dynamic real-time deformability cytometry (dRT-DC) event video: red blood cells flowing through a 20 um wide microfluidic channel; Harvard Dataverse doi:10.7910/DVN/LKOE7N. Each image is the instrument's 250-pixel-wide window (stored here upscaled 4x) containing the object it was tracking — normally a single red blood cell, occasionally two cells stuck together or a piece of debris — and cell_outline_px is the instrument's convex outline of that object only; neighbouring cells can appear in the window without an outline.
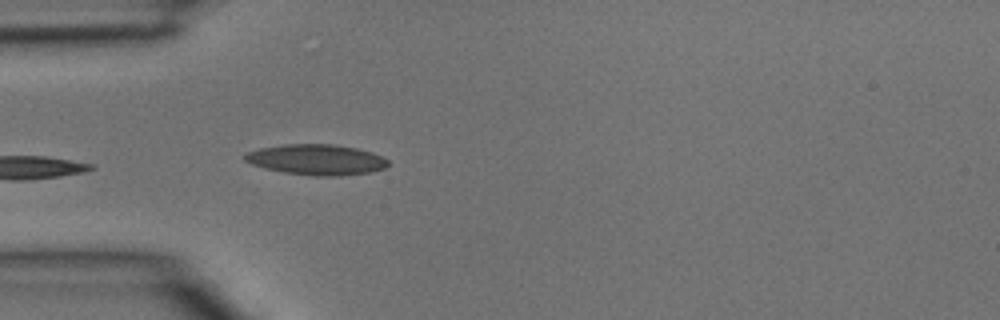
{"species": "common noctule bat (a hibernating species)", "species_latin": "Nyctalus noctula", "temperature_condition": "room temperature", "stored_images_in_passage": 2, "camera_frame_rate_fps": 3000, "um_per_image_px": 0.085, "animal": {"sex": "male", "body_mass_g": 15.6}, "frame": {"image": 1, "passage_image": 2, "time_ms": 0.333, "image_size_px": [1000, 320], "cell_outline_px": [[388, 164], [384, 168], [368, 172], [340, 176], [312, 176], [284, 172], [264, 168], [252, 164], [244, 160], [244, 156], [248, 152], [260, 148], [288, 144], [332, 144], [356, 148], [372, 152], [388, 160]], "centroid_in_image_um": [26.89, 13.57], "position_along_channel_um": 58.1, "area_um2": 25.32}}